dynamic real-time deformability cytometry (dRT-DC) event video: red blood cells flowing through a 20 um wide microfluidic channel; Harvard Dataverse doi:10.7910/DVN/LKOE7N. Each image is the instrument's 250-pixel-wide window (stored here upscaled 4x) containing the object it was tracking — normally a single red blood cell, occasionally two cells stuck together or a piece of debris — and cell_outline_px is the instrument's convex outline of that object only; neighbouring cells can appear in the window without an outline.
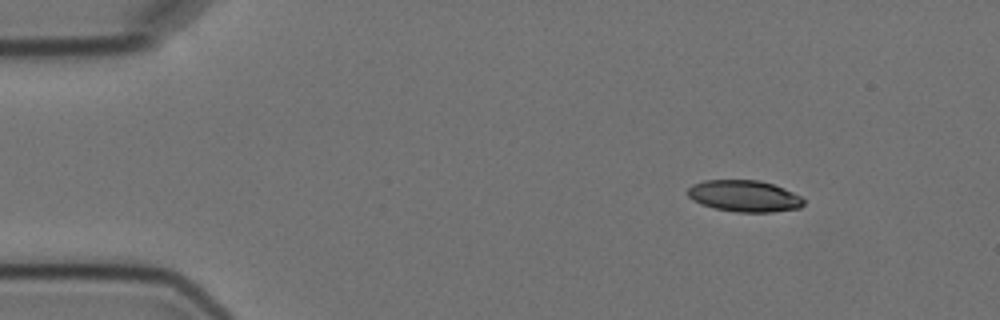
{"species": "Egyptian fruit bat (a non-hibernating species)", "species_latin": "Rousettus aegyptiacus", "temperature_condition": "cold", "stored_images_in_passage": 6, "camera_frame_rate_fps": 3000, "um_per_image_px": 0.085, "animal": {"sex": "female"}, "frame": {"image": 1, "passage_image": 3, "time_ms": 2.333, "image_size_px": [1000, 320], "cell_outline_px": [[804, 204], [800, 208], [772, 212], [736, 212], [716, 208], [700, 204], [692, 200], [688, 196], [688, 188], [692, 184], [704, 180], [760, 180], [784, 188], [800, 196], [804, 200]], "centroid_in_image_um": [63.25, 16.66], "position_along_channel_um": 21.7, "area_um2": 21.33}}
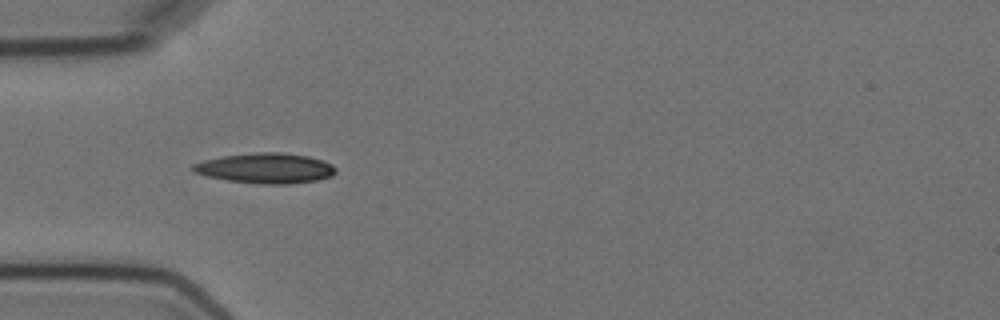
{"frame": {"image": 2, "passage_image": 5, "time_ms": 5.667, "image_size_px": [1000, 320], "cell_outline_px": [[336, 172], [332, 176], [316, 180], [288, 184], [260, 184], [228, 180], [208, 176], [192, 172], [188, 168], [192, 164], [204, 160], [220, 156], [256, 152], [280, 152], [308, 156], [324, 160], [332, 164], [336, 168]], "centroid_in_image_um": [22.55, 14.29], "position_along_channel_um": 62.4, "area_um2": 25.37}}
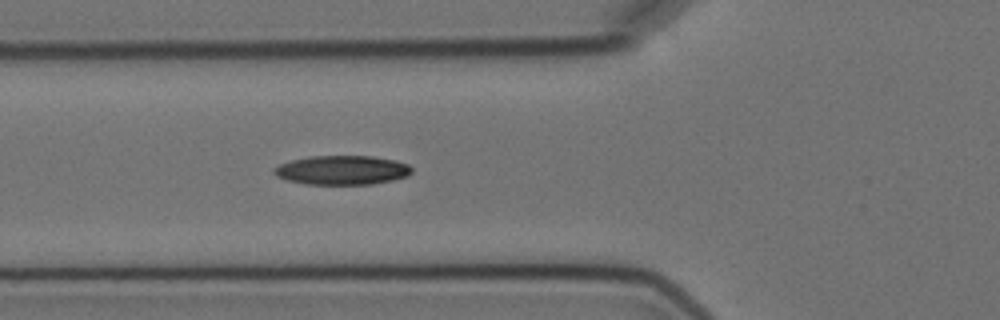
{"frame": {"image": 3, "passage_image": 6, "time_ms": 6.667, "image_size_px": [1000, 320], "cell_outline_px": [[412, 172], [408, 176], [392, 180], [372, 184], [304, 184], [288, 180], [276, 176], [272, 172], [272, 168], [280, 164], [292, 160], [308, 156], [372, 156], [396, 160], [408, 164], [412, 168]], "centroid_in_image_um": [29.07, 14.46], "position_along_channel_um": 96.7, "area_um2": 23.52}}